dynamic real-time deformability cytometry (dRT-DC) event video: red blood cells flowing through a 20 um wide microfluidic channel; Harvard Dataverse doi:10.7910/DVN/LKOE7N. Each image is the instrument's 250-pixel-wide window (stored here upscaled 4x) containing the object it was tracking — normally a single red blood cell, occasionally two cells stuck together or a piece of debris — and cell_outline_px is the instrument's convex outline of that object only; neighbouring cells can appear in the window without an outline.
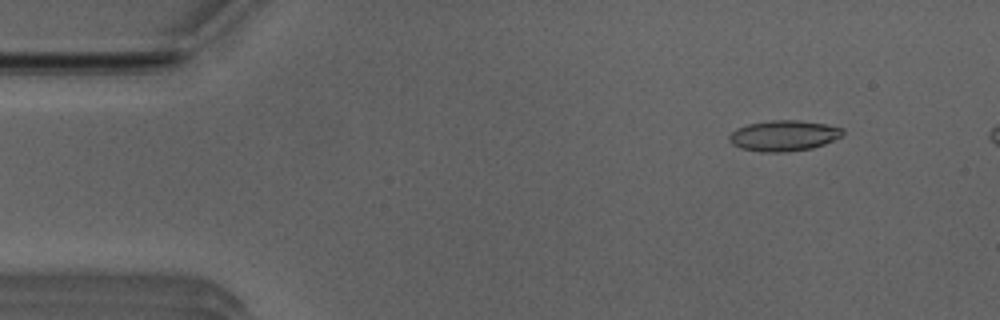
{"species": "Egyptian fruit bat (a non-hibernating species)", "species_latin": "Rousettus aegyptiacus", "temperature_condition": "room temperature", "stored_images_in_passage": 48, "camera_frame_rate_fps": 3000, "um_per_image_px": 0.085, "animal": {"sex": "male"}, "frame": {"image": 1, "passage_image": 6, "time_ms": 1.667, "image_size_px": [1000, 320], "cell_outline_px": [[844, 132], [840, 136], [824, 144], [812, 148], [784, 152], [760, 152], [740, 148], [732, 144], [728, 140], [728, 136], [736, 128], [748, 124], [772, 120], [800, 120], [824, 124], [844, 128]], "centroid_in_image_um": [66.58, 11.53], "position_along_channel_um": 18.4, "area_um2": 20.29}}
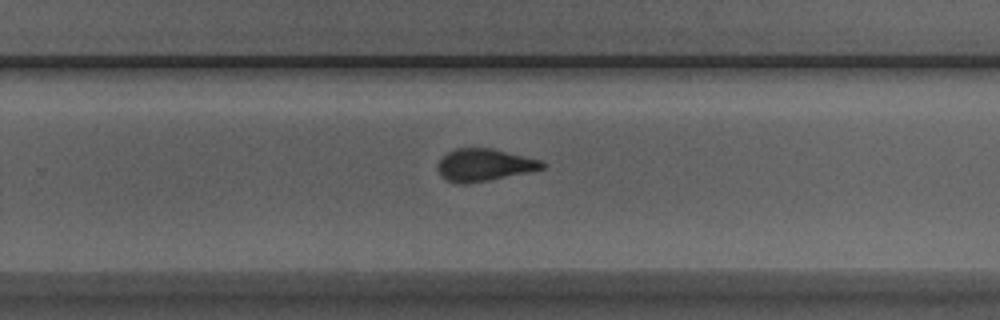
{"frame": {"image": 2, "passage_image": 33, "time_ms": 10.667, "image_size_px": [1000, 320], "cell_outline_px": [[548, 164], [544, 168], [528, 172], [488, 180], [464, 184], [460, 184], [448, 180], [440, 176], [436, 168], [436, 164], [448, 152], [456, 148], [492, 148], [544, 160]], "centroid_in_image_um": [41.18, 14.01], "position_along_channel_um": 288.6, "area_um2": 19.83}}
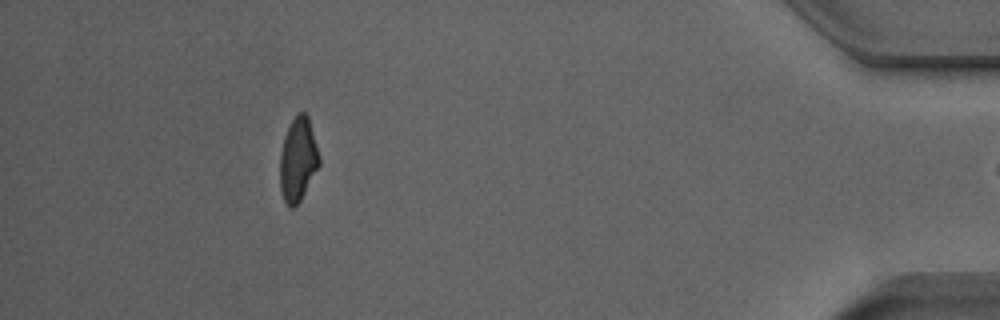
{"frame": {"image": 3, "passage_image": 47, "time_ms": 15.333, "image_size_px": [1000, 320], "cell_outline_px": [[320, 164], [300, 200], [292, 208], [288, 208], [284, 200], [280, 188], [280, 152], [284, 136], [296, 112], [304, 112], [308, 116], [320, 156]], "centroid_in_image_um": [25.32, 13.54], "position_along_channel_um": 409.9, "area_um2": 19.13}}